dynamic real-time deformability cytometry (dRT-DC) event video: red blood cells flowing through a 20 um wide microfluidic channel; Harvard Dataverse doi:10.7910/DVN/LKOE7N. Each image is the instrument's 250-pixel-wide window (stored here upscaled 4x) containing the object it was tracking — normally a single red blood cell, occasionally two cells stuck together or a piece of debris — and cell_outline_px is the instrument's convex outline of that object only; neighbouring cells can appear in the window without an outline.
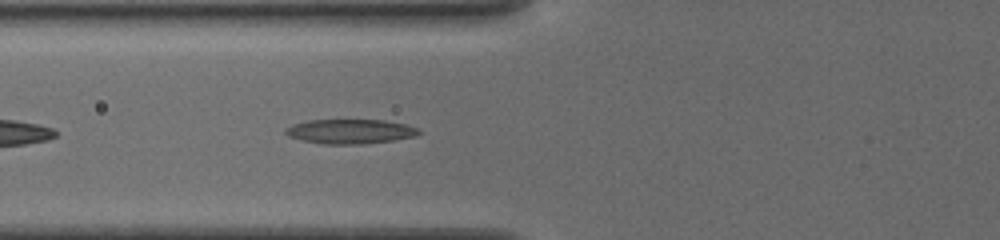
{"species": "common noctule bat (a hibernating species)", "species_latin": "Nyctalus noctula", "temperature_condition": "cold", "stored_images_in_passage": 31, "camera_frame_rate_fps": 3000, "um_per_image_px": 0.085, "animal": {"sex": "female", "body_mass_g": 19.5, "forearm_length_mm": 54.1}, "frame": {"image": 1, "passage_image": 5, "time_ms": 1.333, "image_size_px": [1000, 240], "cell_outline_px": [[420, 132], [416, 136], [392, 140], [360, 144], [324, 144], [300, 140], [288, 136], [284, 132], [292, 124], [308, 120], [384, 120], [404, 124], [420, 128]], "centroid_in_image_um": [29.76, 11.17], "position_along_channel_um": 96.0, "area_um2": 18.96}}
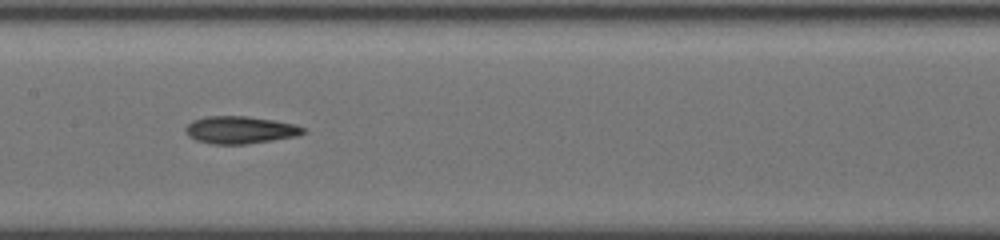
{"frame": {"image": 2, "passage_image": 12, "time_ms": 3.667, "image_size_px": [1000, 240], "cell_outline_px": [[304, 132], [296, 136], [272, 140], [244, 144], [212, 144], [196, 140], [188, 136], [184, 128], [192, 120], [204, 116], [244, 116], [272, 120], [292, 124], [304, 128]], "centroid_in_image_um": [20.33, 11.04], "position_along_channel_um": 187.1, "area_um2": 18.55}}
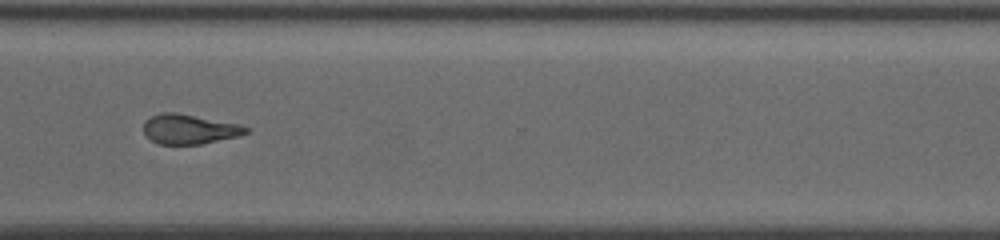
{"frame": {"image": 3, "passage_image": 25, "time_ms": 8.0, "image_size_px": [1000, 240], "cell_outline_px": [[248, 132], [240, 136], [200, 144], [160, 144], [152, 140], [144, 132], [144, 120], [160, 112], [176, 112], [240, 124], [248, 128]], "centroid_in_image_um": [16.1, 10.97], "position_along_channel_um": 354.5, "area_um2": 17.69}, "authors_computed_cell_mechanics": {"area_um2": 18.3226, "velocity_mm_per_s": 3.8753, "shape_relaxation_time_tau1_ms": 6.9513, "shape_relaxation_time_tau2_ms": 3.116, "deformation_change_tau1": 0.1927, "deformation_change_tau2": 0.1223}}